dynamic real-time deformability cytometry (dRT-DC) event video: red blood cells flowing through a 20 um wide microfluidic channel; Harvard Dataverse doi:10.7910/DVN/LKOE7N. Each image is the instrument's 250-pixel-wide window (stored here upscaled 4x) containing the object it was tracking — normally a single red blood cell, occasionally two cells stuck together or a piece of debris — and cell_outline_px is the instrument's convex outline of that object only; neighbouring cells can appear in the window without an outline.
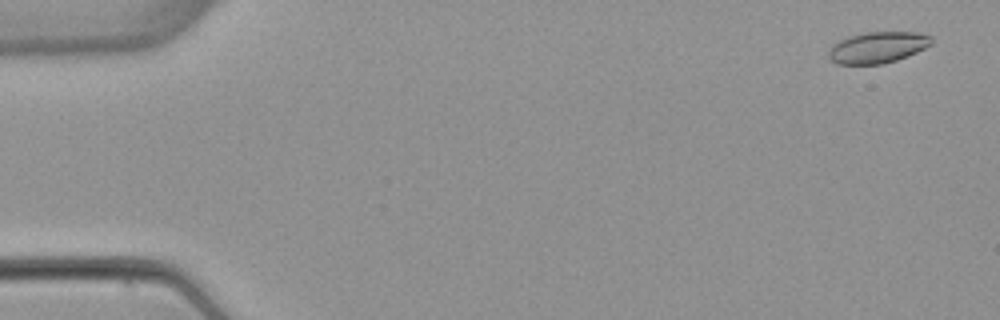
{"species": "common noctule bat (a hibernating species)", "species_latin": "Nyctalus noctula", "temperature_condition": "warm", "stored_images_in_passage": 4, "camera_frame_rate_fps": 3000, "um_per_image_px": 0.085, "animal": {"sex": "female", "body_mass_g": 22.7, "forearm_length_mm": 54.2}, "frame": {"image": 1, "passage_image": 1, "time_ms": 0.0, "image_size_px": [1000, 320], "cell_outline_px": [[932, 44], [908, 56], [884, 64], [836, 64], [828, 56], [828, 52], [832, 44], [848, 36], [864, 32], [916, 32], [932, 36]], "centroid_in_image_um": [74.59, 4.03], "position_along_channel_um": 10.4, "area_um2": 18.84}}
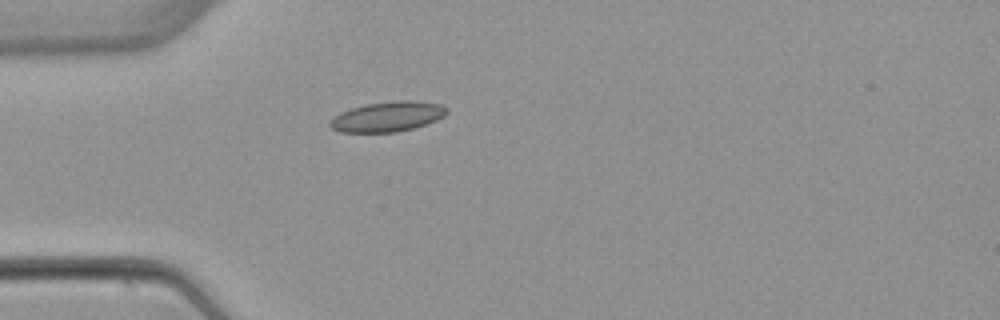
{"frame": {"image": 2, "passage_image": 4, "time_ms": 4.333, "image_size_px": [1000, 320], "cell_outline_px": [[448, 112], [444, 116], [436, 120], [412, 128], [396, 132], [340, 132], [332, 128], [328, 124], [340, 112], [352, 108], [368, 104], [400, 100], [412, 100], [440, 104], [448, 108]], "centroid_in_image_um": [32.96, 9.91], "position_along_channel_um": 52.0, "area_um2": 20.17}}